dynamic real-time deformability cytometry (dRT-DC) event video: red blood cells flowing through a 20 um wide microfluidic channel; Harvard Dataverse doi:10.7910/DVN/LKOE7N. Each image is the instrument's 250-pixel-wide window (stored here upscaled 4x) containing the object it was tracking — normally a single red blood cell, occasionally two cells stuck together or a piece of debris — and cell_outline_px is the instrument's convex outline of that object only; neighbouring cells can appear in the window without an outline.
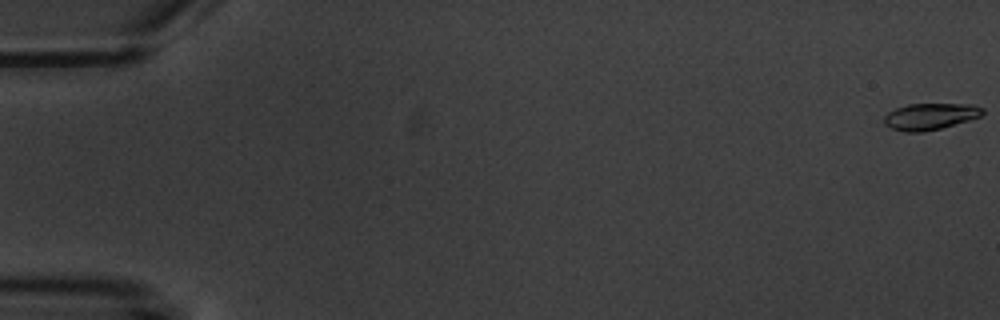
{"species": "common noctule bat (a hibernating species)", "species_latin": "Nyctalus noctula", "temperature_condition": "warm", "stored_images_in_passage": 6, "camera_frame_rate_fps": 3000, "um_per_image_px": 0.085, "animal": {"sex": "male", "body_mass_g": 20.1, "forearm_length_mm": 53.5}, "frame": {"image": 1, "passage_image": 1, "time_ms": 0.0, "image_size_px": [1000, 320], "cell_outline_px": [[984, 112], [980, 116], [968, 120], [940, 128], [924, 132], [904, 132], [892, 128], [884, 124], [884, 116], [888, 112], [896, 108], [908, 104], [972, 104], [984, 108]], "centroid_in_image_um": [79.05, 9.89], "position_along_channel_um": 6.0, "area_um2": 15.14}}
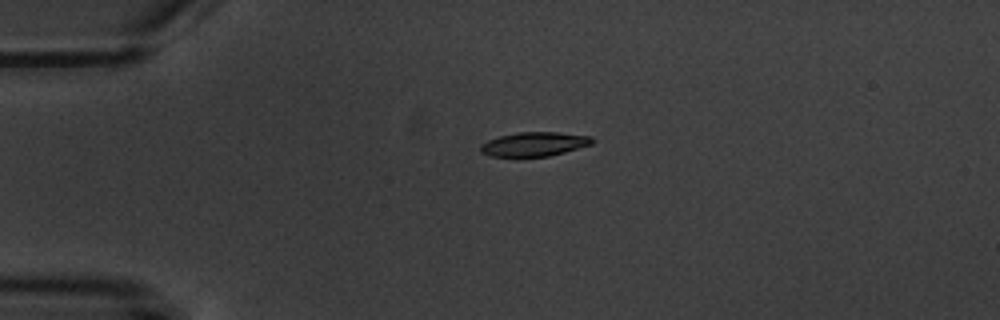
{"frame": {"image": 2, "passage_image": 5, "time_ms": 4.667, "image_size_px": [1000, 320], "cell_outline_px": [[596, 140], [592, 144], [564, 152], [548, 156], [492, 156], [480, 152], [480, 144], [488, 140], [500, 136], [516, 132], [556, 132], [592, 136]], "centroid_in_image_um": [45.43, 12.24], "position_along_channel_um": 39.6, "area_um2": 15.66}}